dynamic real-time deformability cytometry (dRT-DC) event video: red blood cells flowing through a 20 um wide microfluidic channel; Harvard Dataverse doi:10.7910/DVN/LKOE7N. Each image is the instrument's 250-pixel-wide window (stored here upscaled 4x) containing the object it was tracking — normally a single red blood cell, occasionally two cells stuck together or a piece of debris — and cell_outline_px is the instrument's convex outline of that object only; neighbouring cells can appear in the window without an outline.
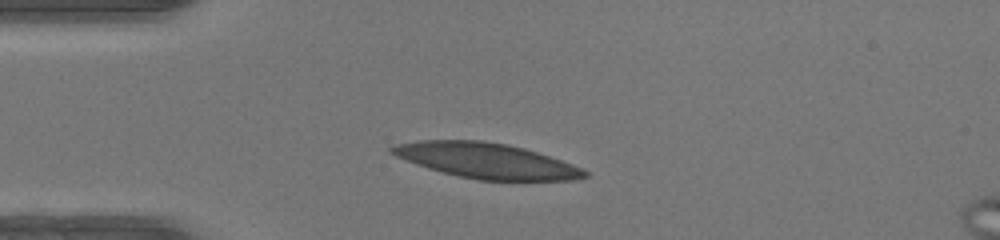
{"species": "human", "species_latin": "Homo sapiens", "temperature_condition": "warm", "stored_images_in_passage": 39, "camera_frame_rate_fps": 3000, "um_per_image_px": 0.085, "donor": {"sex": "female"}, "frame": {"image": 1, "passage_image": 1, "time_ms": 0.0, "image_size_px": [1000, 240], "cell_outline_px": [[588, 176], [572, 180], [480, 180], [460, 176], [428, 168], [416, 164], [396, 156], [388, 152], [388, 148], [396, 144], [420, 140], [484, 140], [508, 144], [524, 148], [584, 168], [588, 172]], "centroid_in_image_um": [41.33, 13.64], "position_along_channel_um": 43.7, "area_um2": 39.42}}
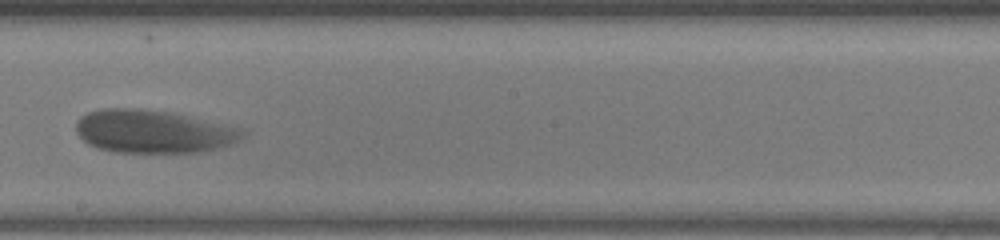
{"frame": {"image": 2, "passage_image": 17, "time_ms": 5.333, "image_size_px": [1000, 240], "cell_outline_px": [[244, 136], [240, 140], [232, 144], [200, 152], [116, 152], [96, 148], [88, 144], [76, 132], [76, 124], [80, 116], [88, 112], [104, 108], [140, 108], [168, 112], [188, 116], [240, 128], [244, 132]], "centroid_in_image_um": [12.99, 11.18], "position_along_channel_um": 235.2, "area_um2": 41.56}}
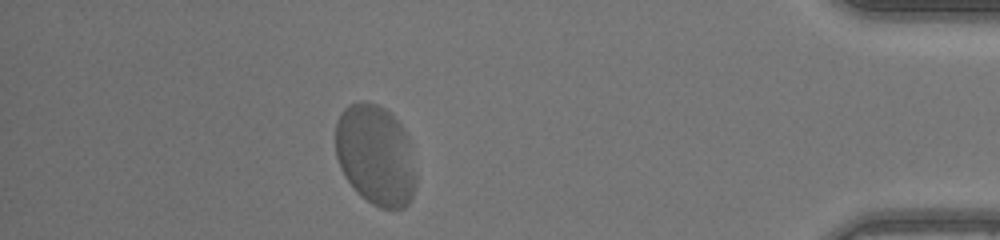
{"frame": {"image": 3, "passage_image": 33, "time_ms": 10.667, "image_size_px": [1000, 240], "cell_outline_px": [[416, 188], [408, 204], [404, 208], [380, 208], [372, 204], [360, 196], [356, 192], [344, 176], [340, 168], [336, 156], [336, 120], [340, 112], [348, 104], [376, 104], [384, 108], [400, 124], [408, 136], [416, 172]], "centroid_in_image_um": [31.92, 13.23], "position_along_channel_um": 403.3, "area_um2": 47.22}, "authors_computed_cell_mechanics": {"area_um2": 42.483, "velocity_mm_per_s": 4.0235, "shape_relaxation_time_tau1_ms": 9.0917, "shape_relaxation_time_tau2_ms": null, "deformation_change_tau1": 0.2592, "deformation_change_tau2": null}}